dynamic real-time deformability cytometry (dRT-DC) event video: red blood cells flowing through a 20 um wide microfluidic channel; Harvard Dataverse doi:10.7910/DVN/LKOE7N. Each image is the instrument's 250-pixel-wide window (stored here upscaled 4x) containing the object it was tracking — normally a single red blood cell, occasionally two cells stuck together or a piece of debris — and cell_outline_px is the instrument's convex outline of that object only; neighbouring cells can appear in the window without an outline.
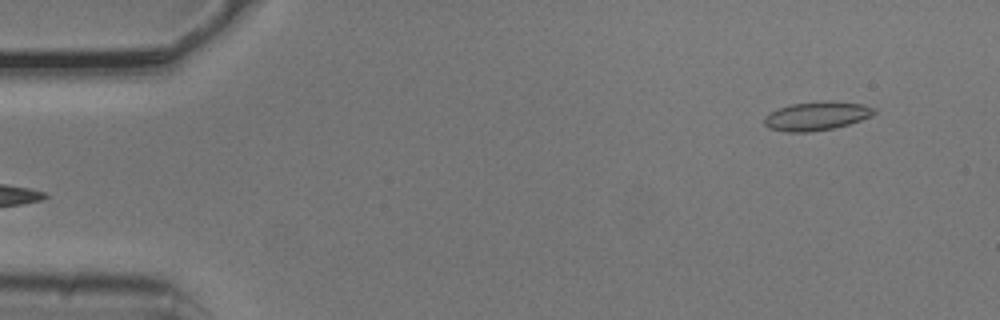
{"species": "common noctule bat (a hibernating species)", "species_latin": "Nyctalus noctula", "temperature_condition": "cold", "stored_images_in_passage": 4, "segment_of_instrument_passage": [2, 2], "camera_frame_rate_fps": 3000, "um_per_image_px": 0.085, "animal": {"sex": "male", "body_mass_g": 20.5, "forearm_length_mm": 52.5}, "frame": {"image": 1, "passage_image": 4, "time_ms": 1.0, "image_size_px": [1000, 320], "cell_outline_px": [[876, 112], [872, 116], [848, 124], [832, 128], [808, 132], [784, 132], [768, 128], [764, 124], [764, 116], [780, 108], [792, 104], [864, 104], [876, 108]], "centroid_in_image_um": [69.37, 9.92], "position_along_channel_um": 15.6, "area_um2": 17.34}}